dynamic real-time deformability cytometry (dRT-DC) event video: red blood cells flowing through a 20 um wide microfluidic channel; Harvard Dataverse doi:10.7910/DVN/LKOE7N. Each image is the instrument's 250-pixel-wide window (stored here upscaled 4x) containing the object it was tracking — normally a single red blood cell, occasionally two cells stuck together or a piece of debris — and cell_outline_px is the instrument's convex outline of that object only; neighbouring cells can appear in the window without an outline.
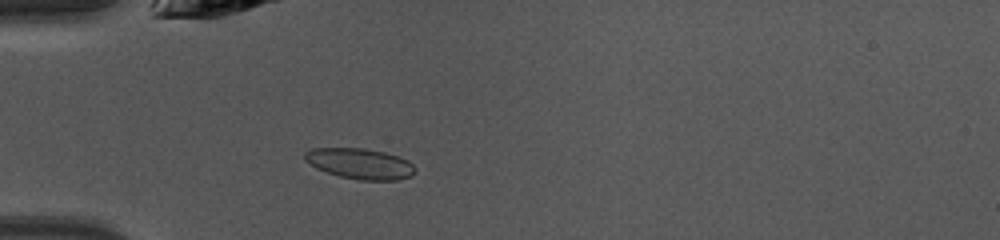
{"species": "common noctule bat (a hibernating species)", "species_latin": "Nyctalus noctula", "temperature_condition": "warm", "stored_images_in_passage": 49, "camera_frame_rate_fps": 3000, "um_per_image_px": 0.085, "animal": {"sex": "female", "body_mass_g": 10.0, "forearm_length_mm": 53.1}, "frame": {"image": 1, "passage_image": 15, "time_ms": 4.667, "image_size_px": [1000, 240], "cell_outline_px": [[416, 168], [412, 176], [396, 180], [360, 180], [340, 176], [316, 168], [304, 160], [304, 152], [312, 148], [364, 148], [384, 152], [400, 156], [408, 160]], "centroid_in_image_um": [30.61, 13.9], "position_along_channel_um": 54.4, "area_um2": 19.77}}
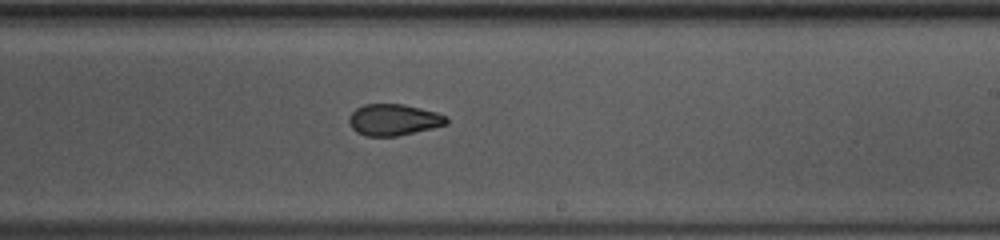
{"frame": {"image": 2, "passage_image": 30, "time_ms": 9.667, "image_size_px": [1000, 240], "cell_outline_px": [[448, 124], [432, 128], [396, 136], [364, 136], [356, 132], [352, 128], [348, 120], [348, 116], [356, 108], [364, 104], [404, 104], [436, 112], [448, 116]], "centroid_in_image_um": [33.45, 10.18], "position_along_channel_um": 255.6, "area_um2": 17.92}}
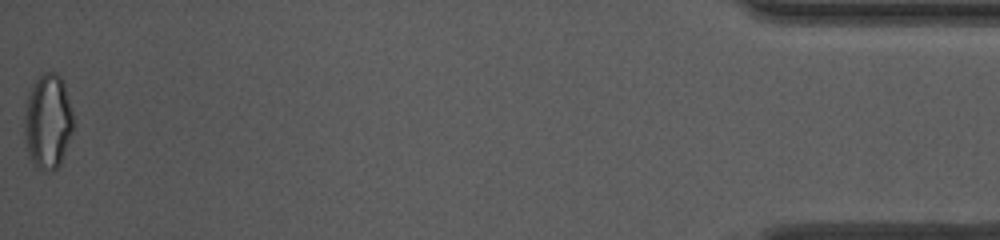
{"frame": {"image": 3, "passage_image": 49, "time_ms": 16.0, "image_size_px": [1000, 240], "cell_outline_px": [[76, 124], [60, 164], [52, 172], [48, 172], [32, 164], [28, 156], [24, 136], [24, 116], [28, 92], [36, 80], [44, 72], [56, 72], [60, 76], [64, 84]], "centroid_in_image_um": [4.07, 10.35], "position_along_channel_um": 431.1, "area_um2": 27.51}, "authors_computed_cell_mechanics": {"area_um2": 18.785, "velocity_mm_per_s": 4.1655, "shape_relaxation_time_tau1_ms": null, "shape_relaxation_time_tau2_ms": 1.6821, "deformation_change_tau1": null, "deformation_change_tau2": 0.0683}}